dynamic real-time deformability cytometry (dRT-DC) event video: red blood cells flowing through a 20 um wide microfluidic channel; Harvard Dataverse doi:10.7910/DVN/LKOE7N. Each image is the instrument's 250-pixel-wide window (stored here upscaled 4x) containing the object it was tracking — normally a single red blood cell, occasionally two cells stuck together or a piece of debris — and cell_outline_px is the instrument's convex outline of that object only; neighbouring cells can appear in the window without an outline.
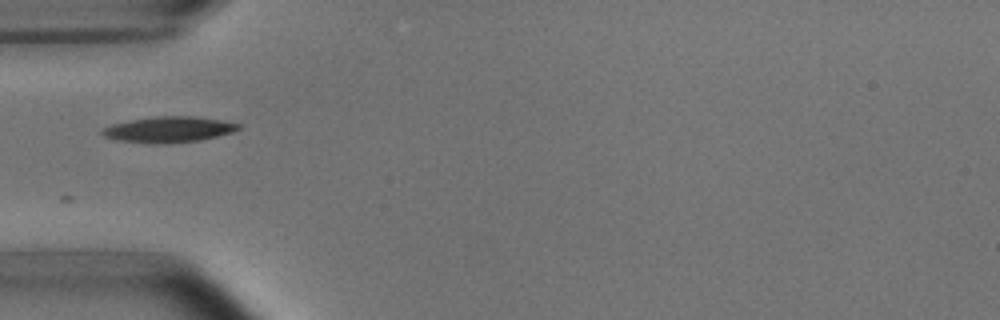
{"species": "common noctule bat (a hibernating species)", "species_latin": "Nyctalus noctula", "temperature_condition": "room temperature", "stored_images_in_passage": 9, "camera_frame_rate_fps": 3000, "um_per_image_px": 0.085, "animal": {"sex": "male", "body_mass_g": 15.6}, "frame": {"image": 1, "passage_image": 1, "time_ms": 0.0, "image_size_px": [1000, 320], "cell_outline_px": [[240, 128], [232, 132], [200, 140], [156, 144], [120, 140], [104, 136], [100, 132], [104, 128], [112, 124], [132, 120], [156, 116], [196, 116], [220, 120], [240, 124]], "centroid_in_image_um": [14.35, 11.0], "position_along_channel_um": 70.7, "area_um2": 20.11}}